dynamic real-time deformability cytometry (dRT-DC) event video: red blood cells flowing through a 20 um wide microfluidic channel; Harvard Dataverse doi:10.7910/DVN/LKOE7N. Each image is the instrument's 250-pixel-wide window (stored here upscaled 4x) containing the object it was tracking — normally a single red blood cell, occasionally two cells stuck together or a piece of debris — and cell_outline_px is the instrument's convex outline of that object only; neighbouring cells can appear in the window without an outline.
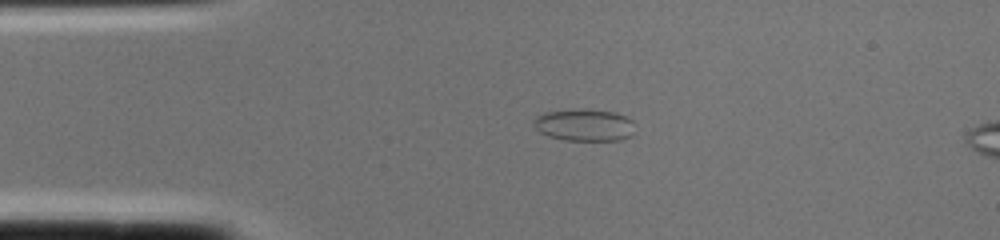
{"species": "common noctule bat (a hibernating species)", "species_latin": "Nyctalus noctula", "temperature_condition": "cold", "stored_images_in_passage": 2, "camera_frame_rate_fps": 3000, "um_per_image_px": 0.085, "animal": {"sex": "female", "body_mass_g": 22.0, "forearm_length_mm": 56.7}, "frame": {"image": 1, "passage_image": 1, "time_ms": 0.0, "image_size_px": [1000, 240], "cell_outline_px": [[632, 136], [620, 140], [564, 140], [548, 136], [540, 132], [536, 128], [532, 120], [536, 116], [544, 112], [580, 108], [616, 112], [628, 116], [632, 120]], "centroid_in_image_um": [49.66, 10.61], "position_along_channel_um": 35.3, "area_um2": 19.13}}